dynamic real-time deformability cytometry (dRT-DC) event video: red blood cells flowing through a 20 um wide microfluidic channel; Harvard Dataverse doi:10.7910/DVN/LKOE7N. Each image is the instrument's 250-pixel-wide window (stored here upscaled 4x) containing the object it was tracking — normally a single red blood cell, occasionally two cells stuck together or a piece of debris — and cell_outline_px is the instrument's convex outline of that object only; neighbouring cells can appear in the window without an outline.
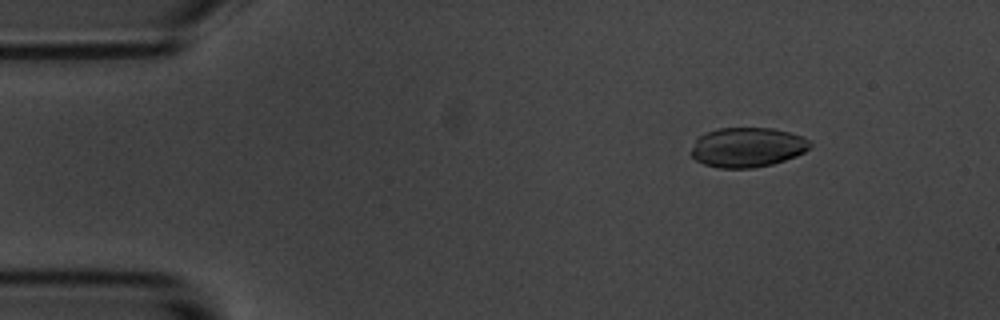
{"species": "common noctule bat (a hibernating species)", "species_latin": "Nyctalus noctula", "temperature_condition": "room temperature", "stored_images_in_passage": 4, "camera_frame_rate_fps": 3000, "um_per_image_px": 0.085, "animal": {"sex": "male", "body_mass_g": 20.1, "forearm_length_mm": 53.5}, "frame": {"image": 1, "passage_image": 2, "time_ms": 1.333, "image_size_px": [1000, 320], "cell_outline_px": [[812, 144], [804, 152], [796, 156], [772, 164], [752, 168], [720, 168], [704, 164], [696, 160], [688, 152], [696, 140], [700, 136], [708, 132], [720, 128], [772, 128], [788, 132], [800, 136], [808, 140]], "centroid_in_image_um": [63.49, 12.53], "position_along_channel_um": 21.5, "area_um2": 27.34}}
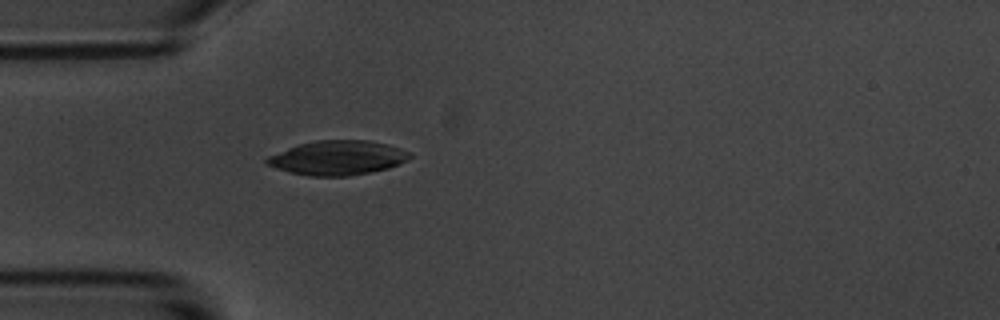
{"frame": {"image": 2, "passage_image": 4, "time_ms": 4.333, "image_size_px": [1000, 320], "cell_outline_px": [[412, 156], [408, 160], [388, 168], [348, 176], [308, 176], [288, 172], [264, 164], [264, 160], [268, 156], [288, 148], [300, 144], [316, 140], [368, 140], [388, 144], [400, 148], [408, 152]], "centroid_in_image_um": [28.67, 13.41], "position_along_channel_um": 56.3, "area_um2": 28.61}}